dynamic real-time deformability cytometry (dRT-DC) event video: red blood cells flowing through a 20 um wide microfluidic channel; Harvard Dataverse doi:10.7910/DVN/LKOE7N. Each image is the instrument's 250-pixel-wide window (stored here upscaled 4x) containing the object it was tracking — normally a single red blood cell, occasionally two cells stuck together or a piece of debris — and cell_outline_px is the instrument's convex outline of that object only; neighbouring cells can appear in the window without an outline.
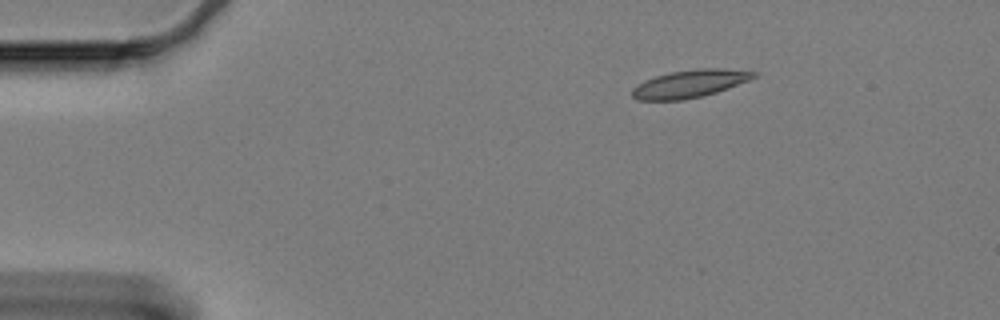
{"species": "Egyptian fruit bat (a non-hibernating species)", "species_latin": "Rousettus aegyptiacus", "temperature_condition": "cold", "stored_images_in_passage": 36, "camera_frame_rate_fps": 3000, "um_per_image_px": 0.085, "animal": {"sex": "female"}, "frame": {"image": 1, "passage_image": 1, "time_ms": 0.0, "image_size_px": [1000, 320], "cell_outline_px": [[760, 72], [756, 76], [748, 80], [728, 88], [716, 92], [700, 96], [680, 100], [636, 100], [632, 96], [632, 88], [636, 84], [644, 80], [656, 76], [672, 72], [696, 68], [724, 68]], "centroid_in_image_um": [58.62, 7.1], "position_along_channel_um": 26.4, "area_um2": 19.59}}
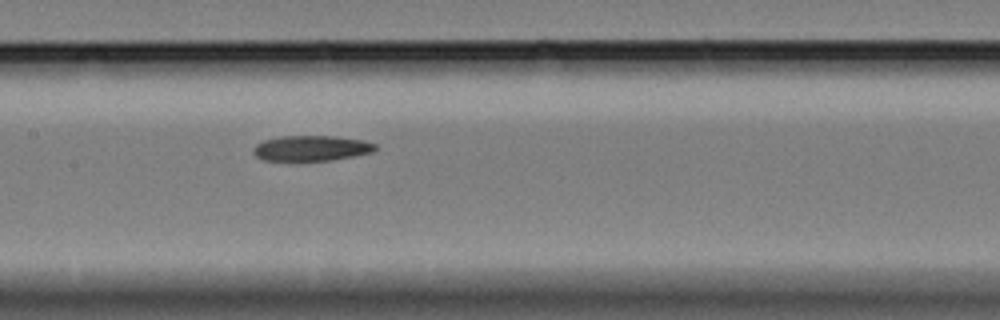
{"frame": {"image": 2, "passage_image": 21, "time_ms": 6.667, "image_size_px": [1000, 320], "cell_outline_px": [[376, 148], [372, 152], [332, 160], [260, 160], [252, 152], [252, 148], [256, 144], [264, 140], [280, 136], [336, 136], [364, 140], [376, 144]], "centroid_in_image_um": [26.43, 12.59], "position_along_channel_um": 181.0, "area_um2": 18.03}}
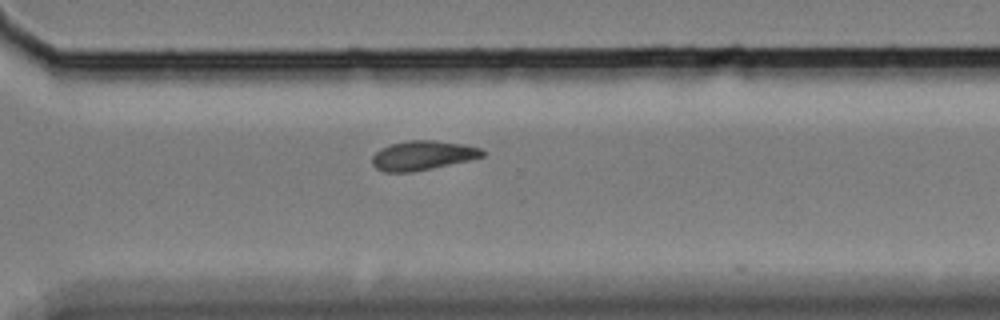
{"frame": {"image": 3, "passage_image": 35, "time_ms": 11.333, "image_size_px": [1000, 320], "cell_outline_px": [[484, 156], [472, 160], [412, 172], [384, 172], [376, 168], [372, 164], [372, 156], [380, 148], [392, 144], [412, 140], [436, 140], [464, 144], [480, 148], [484, 152]], "centroid_in_image_um": [35.94, 13.21], "position_along_channel_um": 334.7, "area_um2": 18.9}}